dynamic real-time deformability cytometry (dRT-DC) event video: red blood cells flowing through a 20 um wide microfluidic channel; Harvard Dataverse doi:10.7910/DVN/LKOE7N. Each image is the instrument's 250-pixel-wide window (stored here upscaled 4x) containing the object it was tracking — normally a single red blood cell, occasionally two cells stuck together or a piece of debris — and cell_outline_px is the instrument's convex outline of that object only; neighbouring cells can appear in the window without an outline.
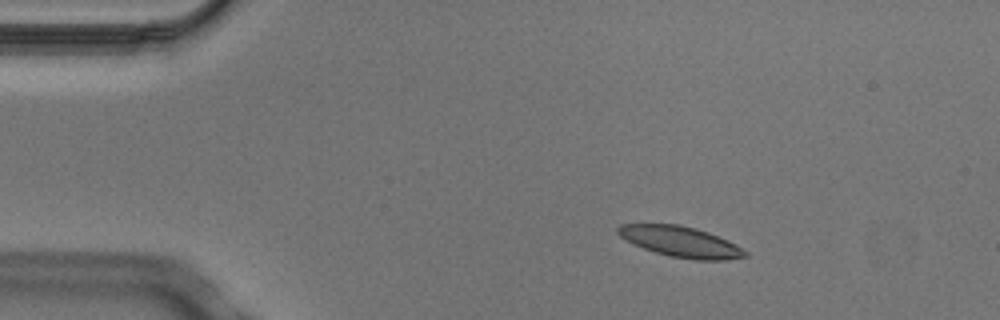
{"species": "Egyptian fruit bat (a non-hibernating species)", "species_latin": "Rousettus aegyptiacus", "temperature_condition": "cold", "stored_images_in_passage": 3, "camera_frame_rate_fps": 3000, "um_per_image_px": 0.085, "animal": {"sex": "male"}, "frame": {"image": 1, "passage_image": 2, "time_ms": 0.333, "image_size_px": [1000, 320], "cell_outline_px": [[748, 256], [724, 260], [696, 260], [668, 256], [644, 248], [620, 236], [616, 232], [616, 228], [620, 224], [680, 224], [696, 228], [708, 232], [728, 240], [748, 252]], "centroid_in_image_um": [57.87, 20.54], "position_along_channel_um": 27.1, "area_um2": 22.6}}